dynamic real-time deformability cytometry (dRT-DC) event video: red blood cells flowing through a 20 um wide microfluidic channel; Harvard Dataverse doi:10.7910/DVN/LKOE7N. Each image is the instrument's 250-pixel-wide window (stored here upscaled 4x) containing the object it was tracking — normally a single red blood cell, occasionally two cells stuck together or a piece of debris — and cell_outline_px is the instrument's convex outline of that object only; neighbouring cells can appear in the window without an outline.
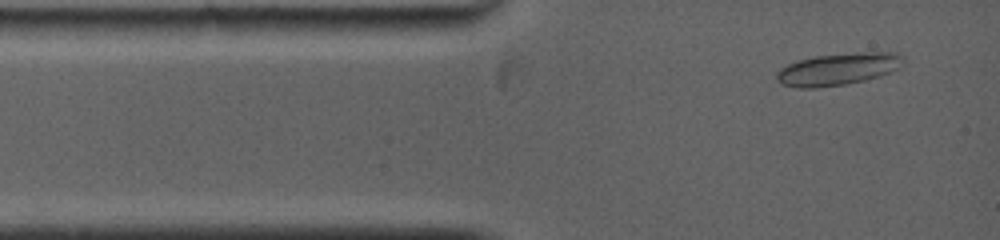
{"species": "common noctule bat (a hibernating species)", "species_latin": "Nyctalus noctula", "temperature_condition": "warm", "stored_images_in_passage": 17, "camera_frame_rate_fps": 5000, "um_per_image_px": 0.085, "animal": {"sex": "female", "body_mass_g": 19.0, "forearm_length_mm": 53.3}, "frame": {"image": 1, "passage_image": 4, "time_ms": 0.6, "image_size_px": [1000, 240], "cell_outline_px": [[904, 56], [896, 68], [888, 72], [864, 80], [844, 84], [816, 88], [796, 88], [780, 84], [776, 80], [776, 72], [780, 68], [796, 60], [816, 56], [864, 52], [896, 52]], "centroid_in_image_um": [71.13, 5.88], "position_along_channel_um": 13.9, "area_um2": 23.41}}
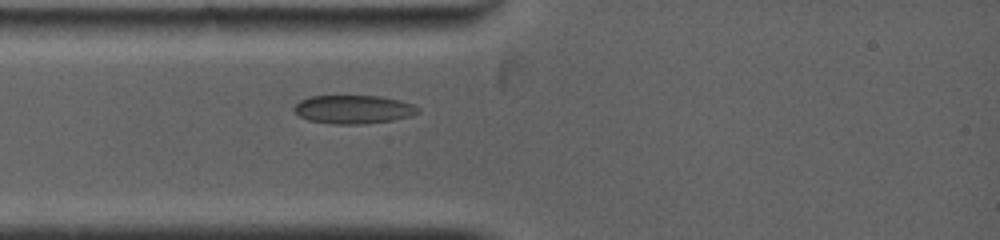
{"frame": {"image": 2, "passage_image": 15, "time_ms": 2.4, "image_size_px": [1000, 240], "cell_outline_px": [[420, 112], [412, 116], [392, 120], [364, 124], [332, 124], [308, 120], [300, 116], [292, 108], [300, 100], [312, 96], [380, 96], [400, 100], [412, 104], [420, 108]], "centroid_in_image_um": [30.06, 9.3], "position_along_channel_um": 54.9, "area_um2": 20.63}}